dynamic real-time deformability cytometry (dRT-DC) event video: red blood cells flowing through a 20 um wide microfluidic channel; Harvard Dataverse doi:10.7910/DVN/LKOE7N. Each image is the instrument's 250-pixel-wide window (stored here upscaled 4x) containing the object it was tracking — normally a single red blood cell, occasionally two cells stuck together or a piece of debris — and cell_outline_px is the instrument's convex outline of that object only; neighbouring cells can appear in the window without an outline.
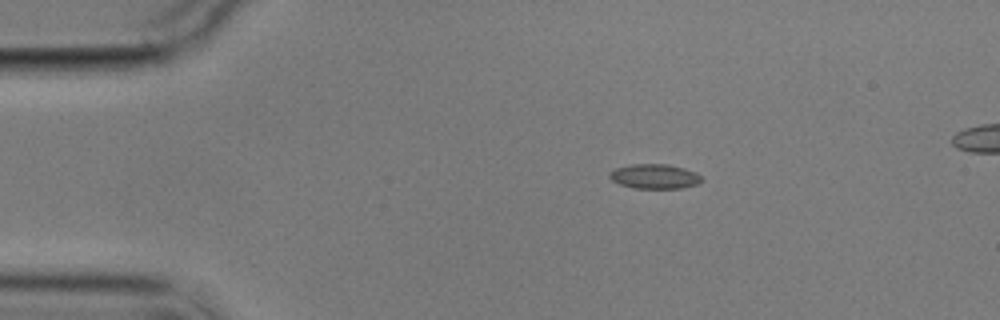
{"species": "common noctule bat (a hibernating species)", "species_latin": "Nyctalus noctula", "temperature_condition": "cold", "stored_images_in_passage": 6, "camera_frame_rate_fps": 3000, "um_per_image_px": 0.085, "animal": {"sex": "male", "body_mass_g": 17.9}, "frame": {"image": 1, "passage_image": 1, "time_ms": 0.0, "image_size_px": [1000, 320], "cell_outline_px": [[704, 180], [696, 184], [680, 188], [636, 188], [620, 184], [612, 180], [608, 176], [608, 172], [616, 168], [632, 164], [668, 164], [684, 168], [696, 172]], "centroid_in_image_um": [55.63, 14.98], "position_along_channel_um": 29.4, "area_um2": 13.18}}
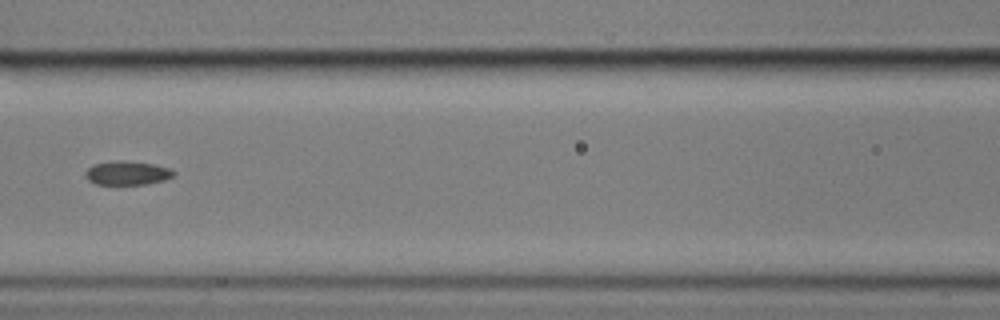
{"frame": {"image": 2, "passage_image": 5, "time_ms": 5.0, "image_size_px": [1000, 320], "cell_outline_px": [[176, 172], [172, 176], [164, 180], [144, 184], [96, 184], [88, 180], [84, 176], [84, 172], [92, 164], [112, 160], [120, 160], [152, 164], [172, 168]], "centroid_in_image_um": [10.78, 14.69], "position_along_channel_um": 155.8, "area_um2": 12.37}}
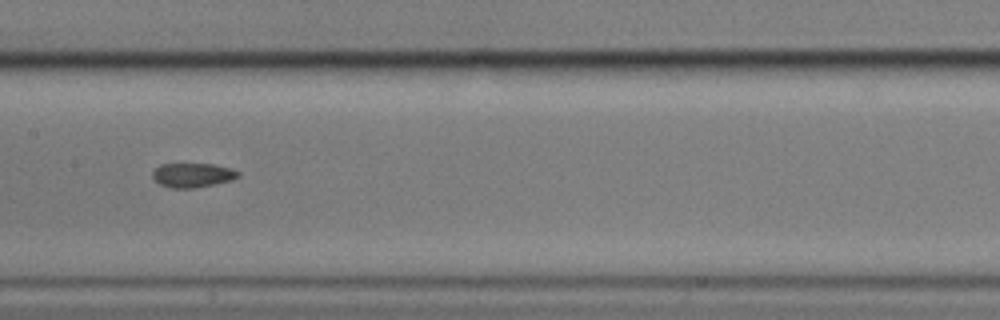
{"frame": {"image": 3, "passage_image": 6, "time_ms": 6.0, "image_size_px": [1000, 320], "cell_outline_px": [[240, 176], [232, 180], [192, 188], [172, 188], [160, 184], [152, 176], [152, 172], [160, 164], [212, 164], [232, 168], [240, 172]], "centroid_in_image_um": [16.39, 14.88], "position_along_channel_um": 191.0, "area_um2": 12.02}}